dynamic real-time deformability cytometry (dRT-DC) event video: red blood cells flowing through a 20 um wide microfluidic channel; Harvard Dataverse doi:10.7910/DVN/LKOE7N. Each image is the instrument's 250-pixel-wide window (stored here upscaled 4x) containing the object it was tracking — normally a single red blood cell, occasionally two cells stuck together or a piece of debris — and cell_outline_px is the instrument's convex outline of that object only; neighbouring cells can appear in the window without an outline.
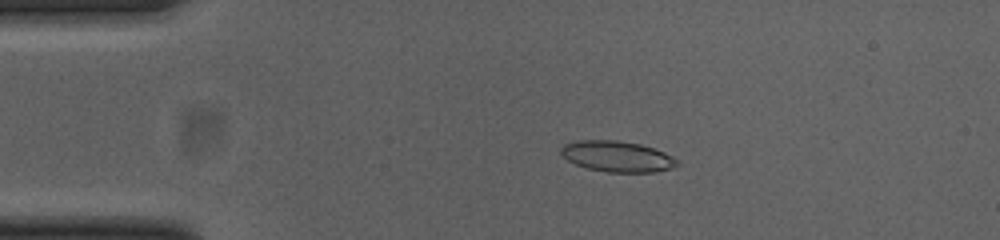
{"species": "common noctule bat (a hibernating species)", "species_latin": "Nyctalus noctula", "temperature_condition": "cold", "stored_images_in_passage": 43, "camera_frame_rate_fps": 3000, "um_per_image_px": 0.085, "animal": {"sex": "female", "body_mass_g": 23.0, "forearm_length_mm": 53.4}, "frame": {"image": 1, "passage_image": 1, "time_ms": 0.0, "image_size_px": [1000, 240], "cell_outline_px": [[680, 164], [672, 168], [656, 172], [608, 172], [588, 168], [576, 164], [568, 160], [560, 152], [560, 148], [564, 144], [576, 140], [616, 140], [640, 144], [664, 152], [680, 160]], "centroid_in_image_um": [52.49, 13.29], "position_along_channel_um": 32.5, "area_um2": 20.92}}
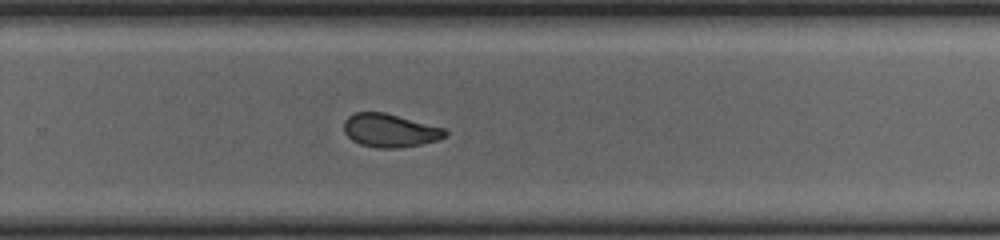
{"frame": {"image": 2, "passage_image": 25, "time_ms": 8.0, "image_size_px": [1000, 240], "cell_outline_px": [[448, 136], [436, 140], [420, 144], [396, 148], [376, 148], [360, 144], [352, 140], [344, 132], [344, 120], [352, 112], [384, 112], [444, 128], [448, 132]], "centroid_in_image_um": [33.12, 11.08], "position_along_channel_um": 296.7, "area_um2": 19.65}}
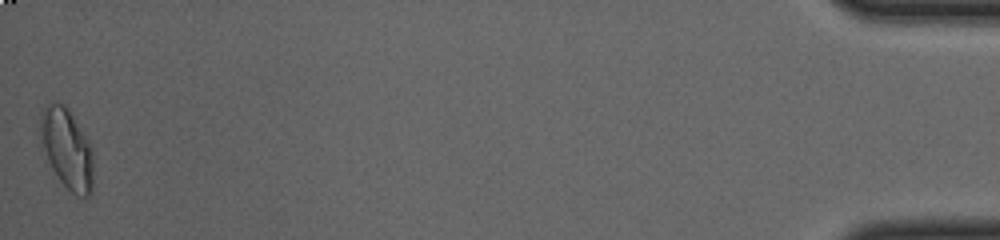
{"frame": {"image": 3, "passage_image": 43, "time_ms": 14.0, "image_size_px": [1000, 240], "cell_outline_px": [[92, 192], [88, 196], [76, 196], [60, 180], [52, 168], [48, 160], [44, 148], [40, 132], [40, 112], [48, 104], [56, 100], [64, 104], [68, 108], [88, 140], [92, 152]], "centroid_in_image_um": [5.69, 12.61], "position_along_channel_um": 429.5, "area_um2": 24.39}, "authors_computed_cell_mechanics": {"area_um2": 20.2878, "velocity_mm_per_s": 3.8534, "shape_relaxation_time_tau1_ms": null, "shape_relaxation_time_tau2_ms": 2.0835, "deformation_change_tau1": null, "deformation_change_tau2": 0.072}}